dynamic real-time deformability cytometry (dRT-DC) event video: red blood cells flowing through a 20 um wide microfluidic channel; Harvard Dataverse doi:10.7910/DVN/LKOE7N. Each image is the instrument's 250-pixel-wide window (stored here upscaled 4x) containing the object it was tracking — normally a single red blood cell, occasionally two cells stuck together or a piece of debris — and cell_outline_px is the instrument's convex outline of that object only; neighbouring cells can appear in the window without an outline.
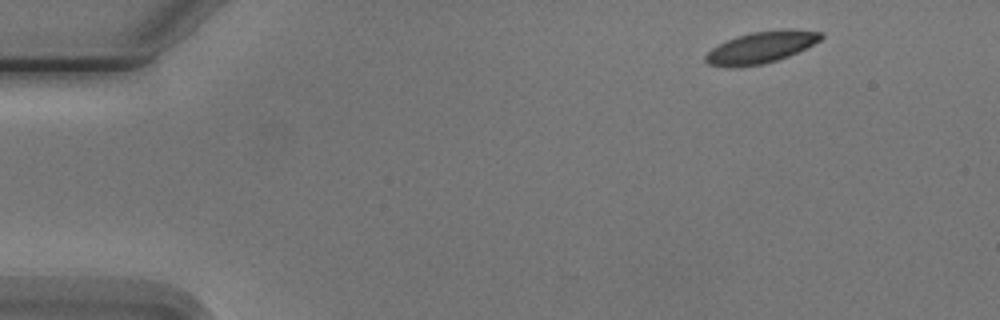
{"species": "Egyptian fruit bat (a non-hibernating species)", "species_latin": "Rousettus aegyptiacus", "temperature_condition": "cold", "stored_images_in_passage": 3, "camera_frame_rate_fps": 3000, "um_per_image_px": 0.085, "animal": {"sex": "male"}, "frame": {"image": 1, "passage_image": 1, "time_ms": 0.0, "image_size_px": [1000, 320], "cell_outline_px": [[824, 36], [820, 40], [788, 56], [764, 64], [736, 68], [728, 68], [708, 64], [704, 60], [704, 56], [712, 48], [736, 36], [752, 32], [788, 28], [792, 28], [824, 32]], "centroid_in_image_um": [64.68, 4.02], "position_along_channel_um": 20.3, "area_um2": 21.44}}